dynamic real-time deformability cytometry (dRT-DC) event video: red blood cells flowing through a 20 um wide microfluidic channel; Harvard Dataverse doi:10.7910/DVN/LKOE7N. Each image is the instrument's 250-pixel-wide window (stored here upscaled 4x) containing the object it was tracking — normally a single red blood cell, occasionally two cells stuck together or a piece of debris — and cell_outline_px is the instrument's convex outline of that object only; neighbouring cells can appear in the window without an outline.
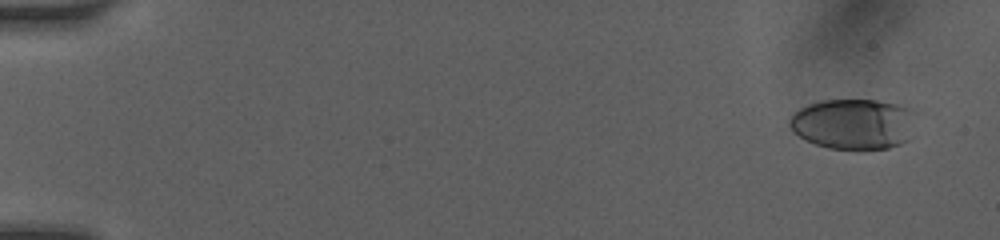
{"species": "human", "species_latin": "Homo sapiens", "temperature_condition": "room temperature", "stored_images_in_passage": 47, "camera_frame_rate_fps": 3000, "um_per_image_px": 0.085, "donor": {"sex": "female"}, "frame": {"image": 1, "passage_image": 2, "time_ms": 0.333, "image_size_px": [1000, 240], "cell_outline_px": [[920, 112], [908, 140], [900, 144], [888, 148], [828, 148], [816, 144], [792, 132], [788, 124], [788, 120], [800, 108], [808, 104], [824, 100], [876, 100], [900, 104], [912, 108]], "centroid_in_image_um": [72.63, 10.51], "position_along_channel_um": 12.4, "area_um2": 37.63}}
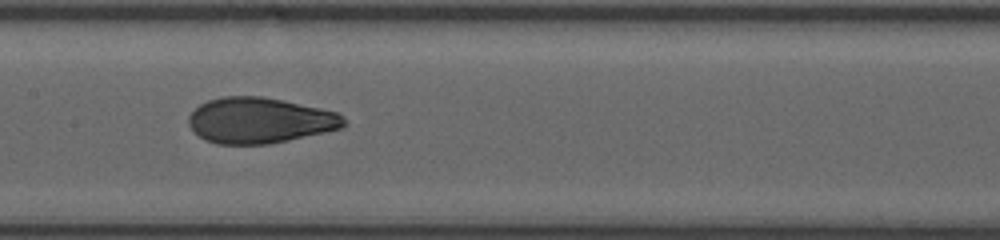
{"frame": {"image": 2, "passage_image": 24, "time_ms": 8.333, "image_size_px": [1000, 240], "cell_outline_px": [[348, 124], [344, 128], [288, 140], [268, 144], [216, 144], [204, 140], [188, 124], [188, 116], [200, 104], [208, 100], [220, 96], [264, 96], [284, 100], [320, 108], [336, 112], [344, 116]], "centroid_in_image_um": [22.1, 10.23], "position_along_channel_um": 185.3, "area_um2": 41.62}}
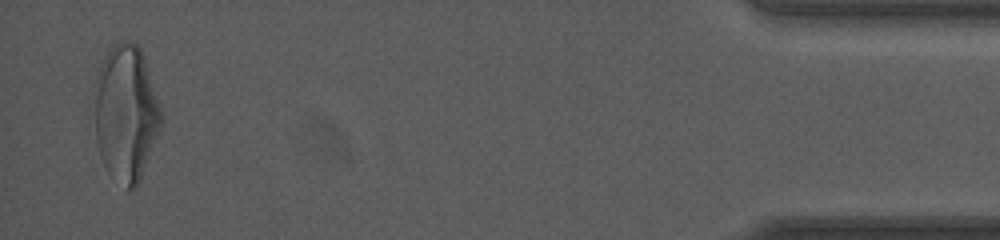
{"frame": {"image": 3, "passage_image": 46, "time_ms": 16.0, "image_size_px": [1000, 240], "cell_outline_px": [[160, 124], [140, 180], [136, 188], [128, 188], [108, 172], [100, 156], [96, 140], [92, 84], [100, 64], [108, 48], [120, 40], [128, 40], [136, 44], [140, 48], [144, 56], [160, 108]], "centroid_in_image_um": [10.63, 9.53], "position_along_channel_um": 424.6, "area_um2": 52.77}, "authors_computed_cell_mechanics": {"area_um2": 41.4426, "velocity_mm_per_s": 4.1034, "shape_relaxation_time_tau1_ms": 4.675, "shape_relaxation_time_tau2_ms": 0.8928, "deformation_change_tau1": 0.1938, "deformation_change_tau2": 0.0688}}